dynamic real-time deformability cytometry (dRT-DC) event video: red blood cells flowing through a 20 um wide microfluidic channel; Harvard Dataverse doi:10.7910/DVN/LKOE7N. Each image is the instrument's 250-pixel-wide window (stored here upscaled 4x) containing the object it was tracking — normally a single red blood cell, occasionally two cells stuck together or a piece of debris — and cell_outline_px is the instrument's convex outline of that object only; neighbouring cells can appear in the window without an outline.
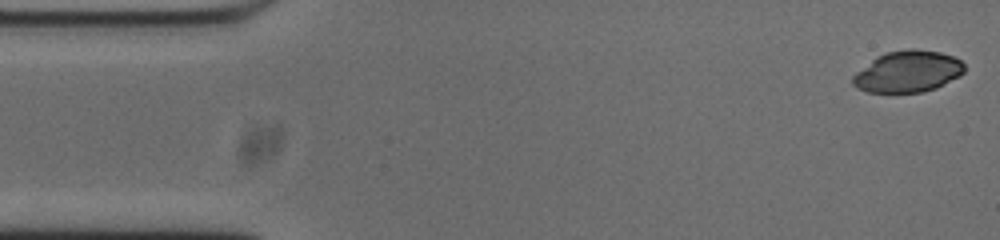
{"species": "common noctule bat (a hibernating species)", "species_latin": "Nyctalus noctula", "temperature_condition": "cold", "stored_images_in_passage": 53, "camera_frame_rate_fps": 3000, "um_per_image_px": 0.085, "animal": {"sex": "male", "body_mass_g": 20.0, "forearm_length_mm": 53.3}, "frame": {"image": 1, "passage_image": 1, "time_ms": 0.0, "image_size_px": [1000, 240], "cell_outline_px": [[964, 72], [960, 76], [936, 88], [924, 92], [868, 92], [856, 88], [852, 84], [852, 76], [856, 72], [876, 56], [884, 52], [912, 48], [916, 48], [940, 52], [952, 56], [960, 60], [964, 64]], "centroid_in_image_um": [77.15, 6.07], "position_along_channel_um": 7.8, "area_um2": 27.17}}
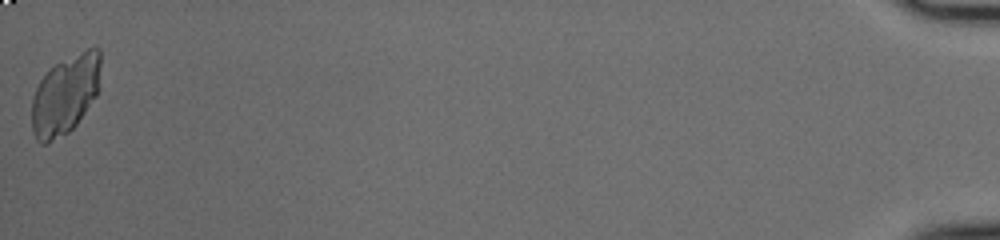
{"frame": {"image": 2, "passage_image": 53, "time_ms": 17.333, "image_size_px": [1000, 240], "cell_outline_px": [[100, 64], [96, 96], [76, 124], [68, 132], [48, 144], [40, 144], [36, 140], [32, 132], [32, 96], [40, 80], [56, 64], [88, 48], [100, 48]], "centroid_in_image_um": [5.51, 8.1], "position_along_channel_um": 429.7, "area_um2": 31.39}}